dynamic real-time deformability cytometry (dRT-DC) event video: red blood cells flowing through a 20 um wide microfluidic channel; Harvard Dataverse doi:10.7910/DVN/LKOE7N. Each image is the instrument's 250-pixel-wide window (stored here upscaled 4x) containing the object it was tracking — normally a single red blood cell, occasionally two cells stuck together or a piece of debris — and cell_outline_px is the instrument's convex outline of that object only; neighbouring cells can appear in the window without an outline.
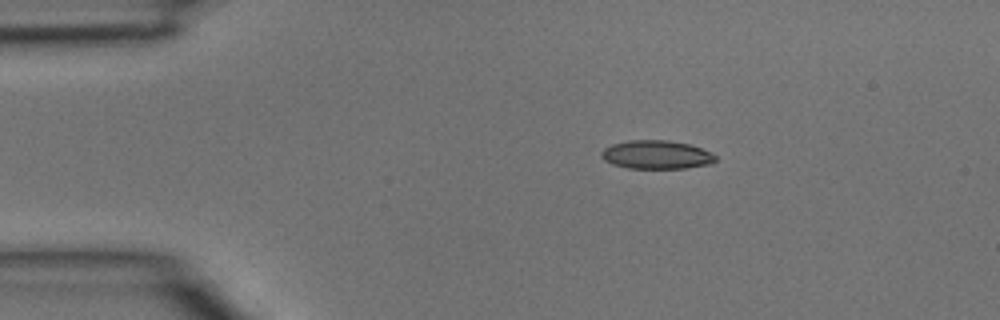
{"species": "common noctule bat (a hibernating species)", "species_latin": "Nyctalus noctula", "temperature_condition": "room temperature", "stored_images_in_passage": 3, "camera_frame_rate_fps": 3000, "um_per_image_px": 0.085, "animal": {"sex": "male", "body_mass_g": 15.6}, "frame": {"image": 1, "passage_image": 1, "time_ms": 0.0, "image_size_px": [1000, 320], "cell_outline_px": [[716, 160], [712, 164], [688, 168], [628, 168], [612, 164], [604, 160], [600, 156], [600, 152], [604, 148], [612, 144], [628, 140], [668, 140], [688, 144], [712, 152], [716, 156]], "centroid_in_image_um": [55.8, 13.15], "position_along_channel_um": 29.2, "area_um2": 19.13}}
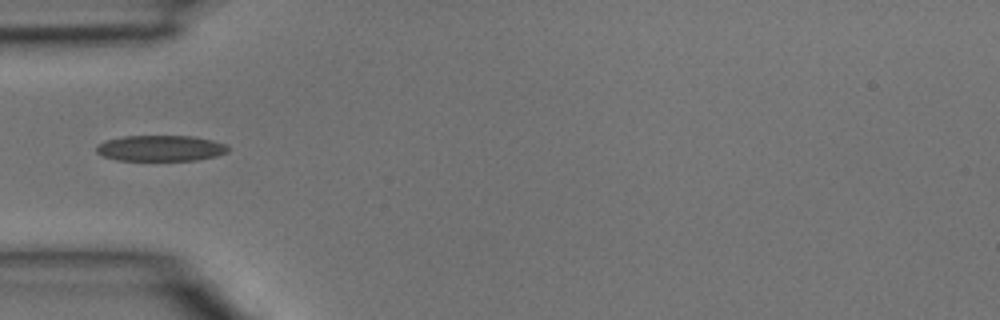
{"frame": {"image": 2, "passage_image": 3, "time_ms": 0.667, "image_size_px": [1000, 320], "cell_outline_px": [[228, 152], [216, 156], [196, 160], [116, 160], [100, 156], [96, 152], [96, 148], [100, 144], [108, 140], [124, 136], [192, 136], [212, 140], [224, 144], [228, 148]], "centroid_in_image_um": [13.63, 12.6], "position_along_channel_um": 71.4, "area_um2": 19.71}}